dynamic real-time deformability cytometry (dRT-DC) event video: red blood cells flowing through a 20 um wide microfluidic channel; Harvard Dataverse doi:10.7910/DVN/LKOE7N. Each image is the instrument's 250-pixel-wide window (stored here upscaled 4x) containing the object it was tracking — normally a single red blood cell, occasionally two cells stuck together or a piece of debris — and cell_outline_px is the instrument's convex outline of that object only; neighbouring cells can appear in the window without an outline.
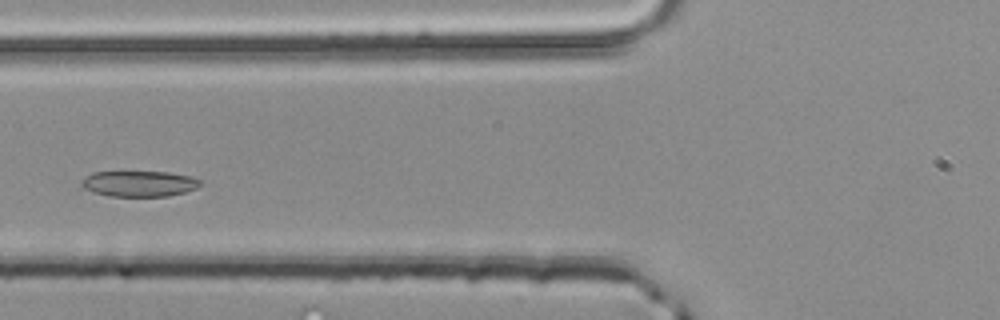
{"species": "common noctule bat (a hibernating species)", "species_latin": "Nyctalus noctula", "temperature_condition": "room temperature", "stored_images_in_passage": 3, "camera_frame_rate_fps": 3000, "um_per_image_px": 0.085, "animal": {"sex": "male", "body_mass_g": 20.4}, "frame": {"image": 1, "passage_image": 3, "time_ms": 0.667, "image_size_px": [1000, 320], "cell_outline_px": [[200, 184], [196, 188], [184, 192], [168, 196], [108, 196], [92, 192], [84, 188], [80, 184], [92, 172], [168, 172], [192, 176], [200, 180]], "centroid_in_image_um": [11.84, 15.61], "position_along_channel_um": 114.0, "area_um2": 17.69}}